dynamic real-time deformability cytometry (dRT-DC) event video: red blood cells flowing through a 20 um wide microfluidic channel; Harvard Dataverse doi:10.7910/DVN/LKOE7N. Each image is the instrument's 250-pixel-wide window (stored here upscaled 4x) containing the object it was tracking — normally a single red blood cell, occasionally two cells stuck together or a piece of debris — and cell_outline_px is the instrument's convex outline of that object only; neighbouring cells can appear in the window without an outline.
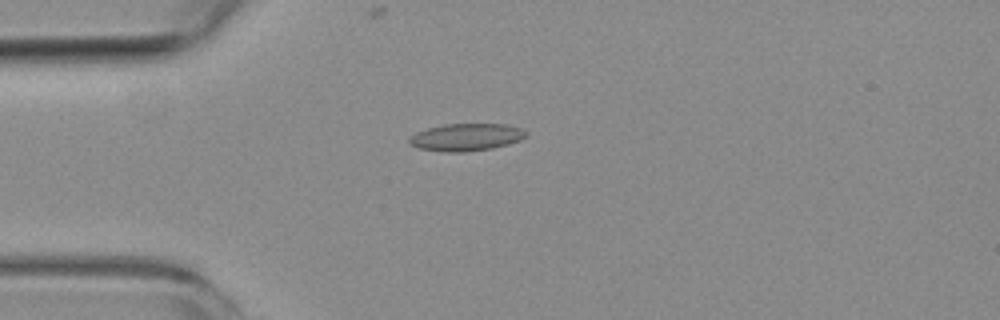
{"species": "common noctule bat (a hibernating species)", "species_latin": "Nyctalus noctula", "temperature_condition": "room temperature", "stored_images_in_passage": 4, "camera_frame_rate_fps": 3000, "um_per_image_px": 0.085, "animal": {"sex": "female", "body_mass_g": 19.3, "forearm_length_mm": 54.1}, "frame": {"image": 1, "passage_image": 1, "time_ms": 0.0, "image_size_px": [1000, 320], "cell_outline_px": [[528, 136], [520, 140], [508, 144], [492, 148], [464, 152], [444, 152], [416, 148], [408, 140], [416, 132], [428, 128], [444, 124], [504, 124], [520, 128], [528, 132]], "centroid_in_image_um": [39.64, 11.66], "position_along_channel_um": 45.4, "area_um2": 18.61}}
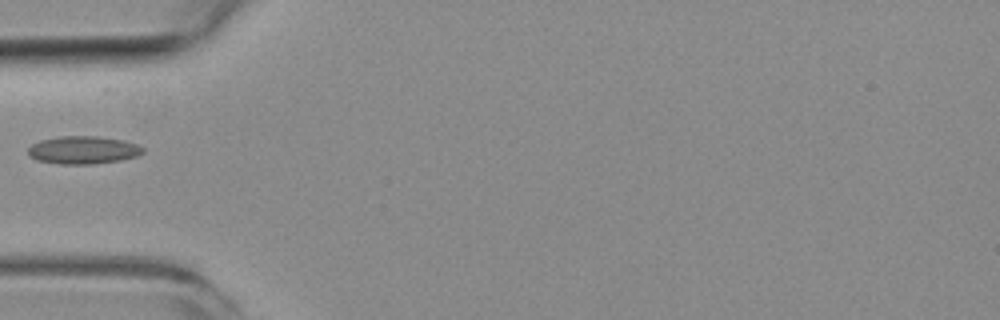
{"frame": {"image": 2, "passage_image": 2, "time_ms": 1.333, "image_size_px": [1000, 320], "cell_outline_px": [[144, 152], [136, 156], [120, 160], [92, 164], [60, 164], [36, 160], [28, 156], [28, 148], [32, 144], [40, 140], [60, 136], [96, 136], [124, 140], [136, 144], [144, 148]], "centroid_in_image_um": [7.04, 12.75], "position_along_channel_um": 78.0, "area_um2": 18.67}}
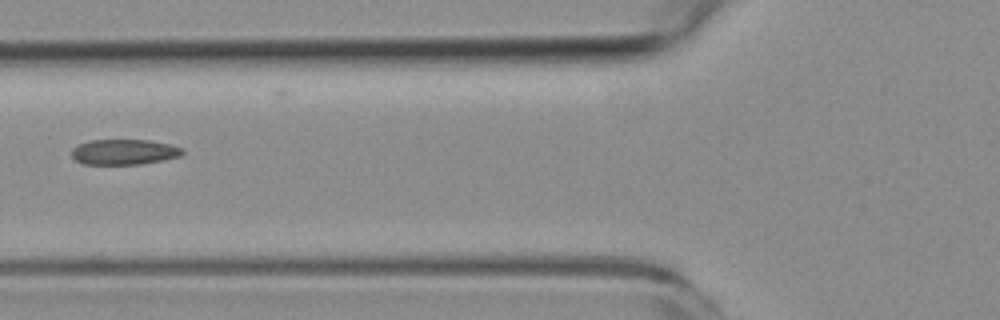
{"frame": {"image": 3, "passage_image": 3, "time_ms": 2.333, "image_size_px": [1000, 320], "cell_outline_px": [[184, 152], [180, 156], [164, 160], [140, 164], [84, 164], [76, 160], [72, 156], [72, 148], [88, 140], [152, 140], [184, 148]], "centroid_in_image_um": [10.57, 12.91], "position_along_channel_um": 115.2, "area_um2": 16.42}}